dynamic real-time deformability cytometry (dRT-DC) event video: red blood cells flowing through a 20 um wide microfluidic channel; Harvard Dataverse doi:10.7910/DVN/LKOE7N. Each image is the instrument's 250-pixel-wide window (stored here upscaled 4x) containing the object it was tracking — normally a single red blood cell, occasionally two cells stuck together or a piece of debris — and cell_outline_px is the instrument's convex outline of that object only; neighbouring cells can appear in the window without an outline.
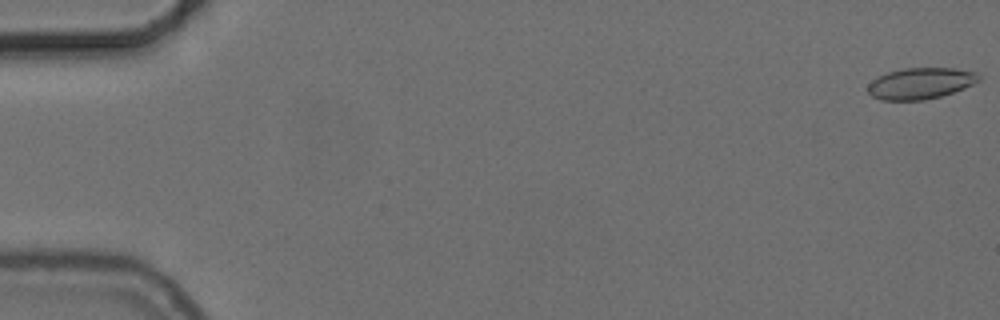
{"species": "common noctule bat (a hibernating species)", "species_latin": "Nyctalus noctula", "temperature_condition": "cold", "stored_images_in_passage": 8, "camera_frame_rate_fps": 3000, "um_per_image_px": 0.085, "animal": {"sex": "female", "body_mass_g": 24.6, "forearm_length_mm": 56.2}, "frame": {"image": 1, "passage_image": 1, "time_ms": 0.0, "image_size_px": [1000, 320], "cell_outline_px": [[980, 80], [964, 88], [940, 96], [924, 100], [880, 100], [872, 96], [868, 92], [868, 84], [872, 80], [888, 72], [904, 68], [956, 68], [976, 72], [980, 76]], "centroid_in_image_um": [78.24, 7.08], "position_along_channel_um": 6.8, "area_um2": 20.11}}